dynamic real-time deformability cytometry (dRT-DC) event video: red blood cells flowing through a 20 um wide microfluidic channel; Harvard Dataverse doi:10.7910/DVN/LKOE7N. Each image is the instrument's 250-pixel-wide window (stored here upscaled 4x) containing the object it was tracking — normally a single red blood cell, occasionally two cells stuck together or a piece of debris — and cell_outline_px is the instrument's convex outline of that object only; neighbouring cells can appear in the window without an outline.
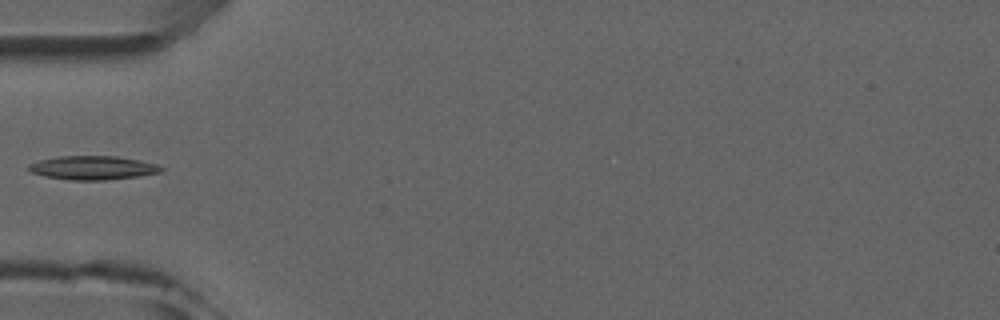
{"species": "common noctule bat (a hibernating species)", "species_latin": "Nyctalus noctula", "temperature_condition": "room temperature", "stored_images_in_passage": 4, "camera_frame_rate_fps": 3000, "um_per_image_px": 0.085, "animal": {"sex": "male", "forearm_length_mm": 52.5}, "frame": {"image": 1, "passage_image": 3, "time_ms": 3.333, "image_size_px": [1000, 320], "cell_outline_px": [[164, 168], [160, 172], [136, 176], [108, 180], [72, 180], [44, 176], [32, 172], [28, 168], [28, 164], [40, 160], [60, 156], [116, 156], [140, 160], [156, 164]], "centroid_in_image_um": [7.88, 14.26], "position_along_channel_um": 77.1, "area_um2": 18.21}}
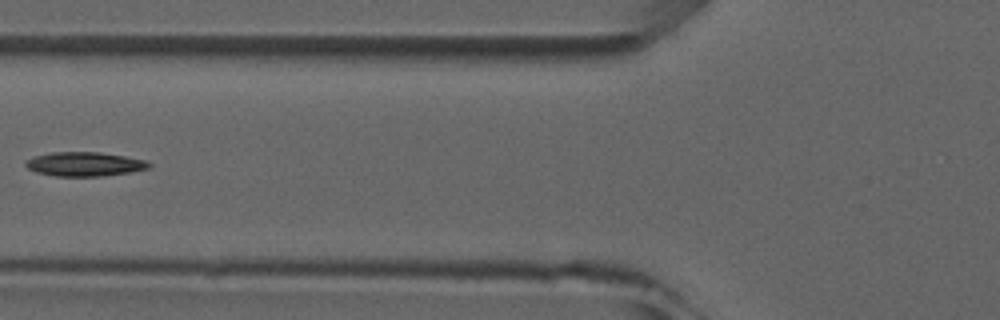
{"frame": {"image": 2, "passage_image": 4, "time_ms": 4.333, "image_size_px": [1000, 320], "cell_outline_px": [[152, 164], [148, 168], [128, 172], [100, 176], [56, 176], [36, 172], [28, 168], [24, 164], [32, 156], [52, 152], [100, 152], [124, 156], [144, 160]], "centroid_in_image_um": [7.15, 13.94], "position_along_channel_um": 118.7, "area_um2": 17.17}}